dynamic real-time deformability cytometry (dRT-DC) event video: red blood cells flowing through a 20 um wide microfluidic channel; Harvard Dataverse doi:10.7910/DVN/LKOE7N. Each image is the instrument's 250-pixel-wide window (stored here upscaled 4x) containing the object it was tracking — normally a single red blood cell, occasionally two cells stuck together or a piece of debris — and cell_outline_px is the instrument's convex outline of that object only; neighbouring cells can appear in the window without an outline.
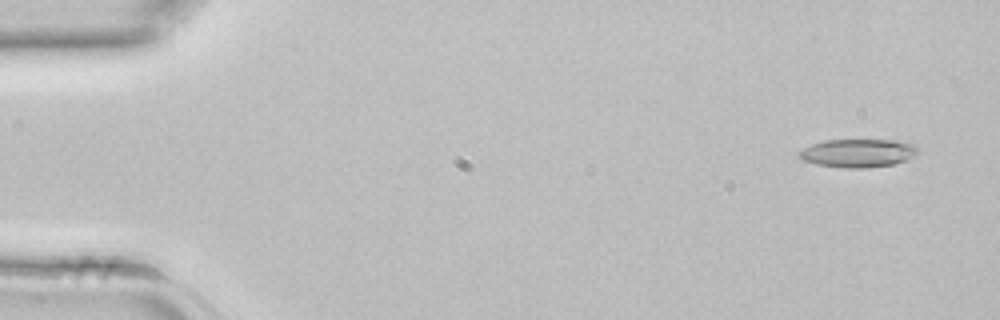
{"species": "common noctule bat (a hibernating species)", "species_latin": "Nyctalus noctula", "temperature_condition": "room temperature", "stored_images_in_passage": 43, "camera_frame_rate_fps": 3000, "um_per_image_px": 0.085, "animal": {"sex": "female", "body_mass_g": 22.7, "forearm_length_mm": 54.2}, "frame": {"image": 1, "passage_image": 3, "time_ms": 0.667, "image_size_px": [1000, 320], "cell_outline_px": [[920, 152], [916, 156], [892, 164], [864, 168], [848, 168], [816, 164], [804, 160], [800, 156], [800, 152], [804, 148], [812, 144], [824, 140], [896, 140], [916, 144], [920, 148]], "centroid_in_image_um": [73.01, 13.0], "position_along_channel_um": 12.0, "area_um2": 19.54}}
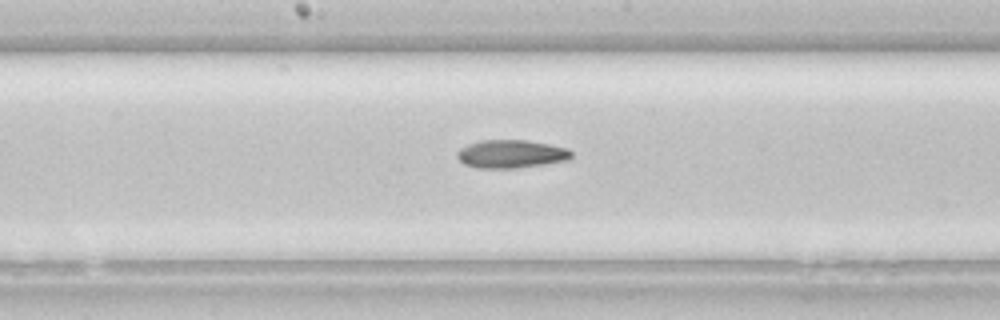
{"frame": {"image": 2, "passage_image": 23, "time_ms": 7.333, "image_size_px": [1000, 320], "cell_outline_px": [[572, 156], [568, 160], [544, 164], [516, 168], [476, 168], [464, 164], [456, 156], [456, 152], [460, 148], [468, 144], [480, 140], [528, 140], [568, 148], [572, 152]], "centroid_in_image_um": [43.43, 13.08], "position_along_channel_um": 204.8, "area_um2": 18.84}}
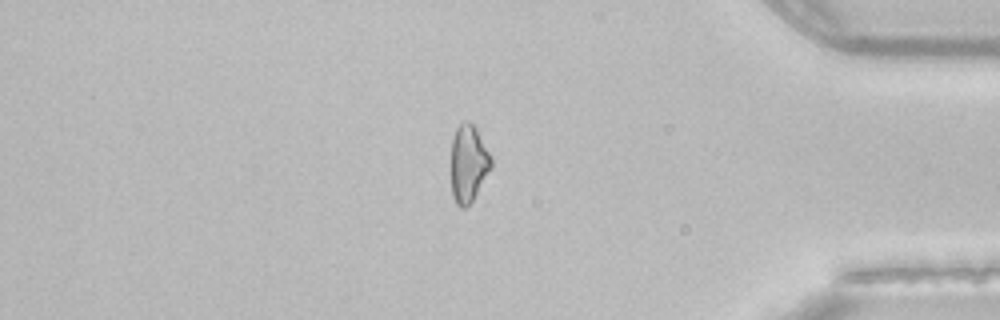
{"frame": {"image": 3, "passage_image": 37, "time_ms": 12.0, "image_size_px": [1000, 320], "cell_outline_px": [[492, 168], [472, 200], [464, 208], [460, 208], [456, 204], [452, 196], [452, 136], [456, 128], [464, 120], [468, 120], [476, 128], [492, 160]], "centroid_in_image_um": [39.81, 13.89], "position_along_channel_um": 395.4, "area_um2": 17.86}}